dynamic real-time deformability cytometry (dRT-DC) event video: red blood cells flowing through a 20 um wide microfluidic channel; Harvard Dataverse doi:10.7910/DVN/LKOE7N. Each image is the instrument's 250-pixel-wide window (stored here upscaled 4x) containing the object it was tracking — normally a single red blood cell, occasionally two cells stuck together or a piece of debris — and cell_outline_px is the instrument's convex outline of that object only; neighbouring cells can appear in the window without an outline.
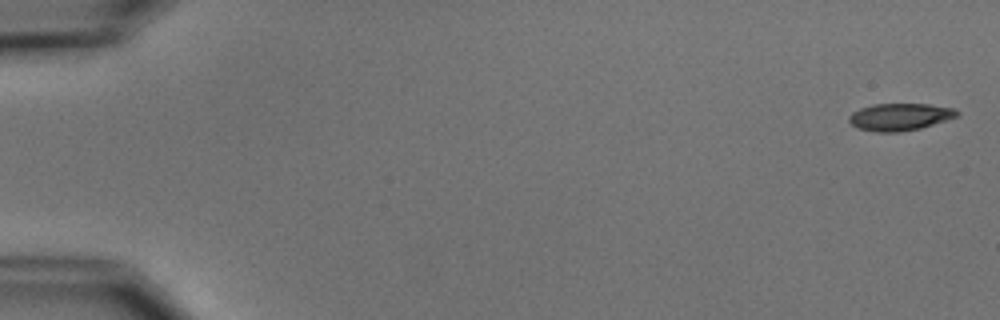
{"species": "common noctule bat (a hibernating species)", "species_latin": "Nyctalus noctula", "temperature_condition": "cold", "stored_images_in_passage": 7, "camera_frame_rate_fps": 3000, "um_per_image_px": 0.085, "animal": {"sex": "male", "body_mass_g": 15.6}, "frame": {"image": 1, "passage_image": 1, "time_ms": 0.0, "image_size_px": [1000, 320], "cell_outline_px": [[960, 112], [956, 116], [920, 128], [900, 132], [876, 132], [860, 128], [852, 124], [848, 120], [848, 116], [852, 112], [860, 108], [872, 104], [928, 104], [956, 108]], "centroid_in_image_um": [76.47, 9.92], "position_along_channel_um": 8.5, "area_um2": 16.99}}
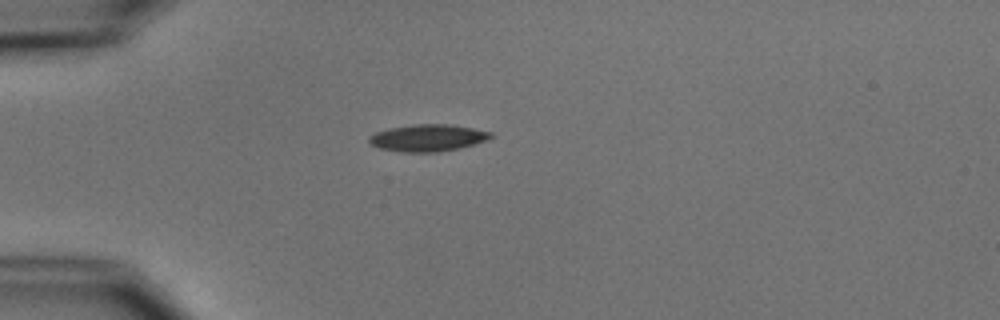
{"frame": {"image": 2, "passage_image": 4, "time_ms": 4.667, "image_size_px": [1000, 320], "cell_outline_px": [[496, 136], [488, 140], [476, 144], [436, 152], [400, 152], [380, 148], [368, 144], [368, 136], [376, 132], [388, 128], [412, 124], [452, 124], [492, 132]], "centroid_in_image_um": [36.36, 11.71], "position_along_channel_um": 48.6, "area_um2": 19.36}}
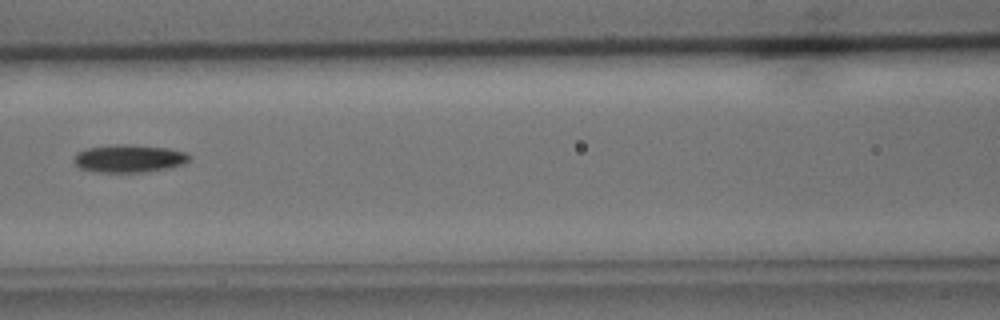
{"frame": {"image": 3, "passage_image": 7, "time_ms": 8.0, "image_size_px": [1000, 320], "cell_outline_px": [[192, 160], [184, 164], [168, 168], [144, 172], [96, 172], [80, 168], [72, 160], [76, 152], [88, 148], [112, 144], [128, 144], [168, 148], [184, 152], [192, 156]], "centroid_in_image_um": [10.98, 13.47], "position_along_channel_um": 155.6, "area_um2": 18.9}}